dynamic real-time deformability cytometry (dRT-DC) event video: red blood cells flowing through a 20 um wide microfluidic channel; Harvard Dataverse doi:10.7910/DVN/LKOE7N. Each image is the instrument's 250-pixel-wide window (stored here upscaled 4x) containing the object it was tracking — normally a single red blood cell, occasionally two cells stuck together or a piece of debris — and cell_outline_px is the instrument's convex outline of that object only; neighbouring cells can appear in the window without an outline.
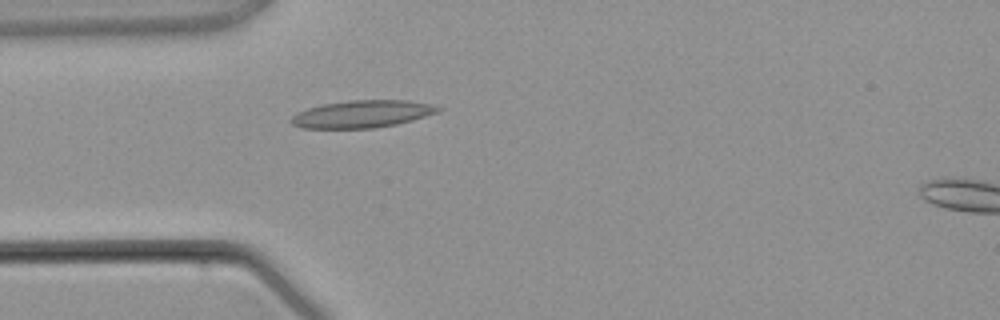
{"species": "common noctule bat (a hibernating species)", "species_latin": "Nyctalus noctula", "temperature_condition": "warm", "stored_images_in_passage": 2, "camera_frame_rate_fps": 3000, "um_per_image_px": 0.085, "animal": {"sex": "male", "body_mass_g": 21.5, "forearm_length_mm": 52.0}, "frame": {"image": 1, "passage_image": 1, "time_ms": 0.0, "image_size_px": [1000, 320], "cell_outline_px": [[444, 108], [440, 112], [412, 120], [396, 124], [372, 128], [300, 128], [292, 124], [288, 120], [296, 112], [308, 108], [324, 104], [348, 100], [408, 100], [432, 104]], "centroid_in_image_um": [30.79, 9.68], "position_along_channel_um": 54.2, "area_um2": 23.58}}